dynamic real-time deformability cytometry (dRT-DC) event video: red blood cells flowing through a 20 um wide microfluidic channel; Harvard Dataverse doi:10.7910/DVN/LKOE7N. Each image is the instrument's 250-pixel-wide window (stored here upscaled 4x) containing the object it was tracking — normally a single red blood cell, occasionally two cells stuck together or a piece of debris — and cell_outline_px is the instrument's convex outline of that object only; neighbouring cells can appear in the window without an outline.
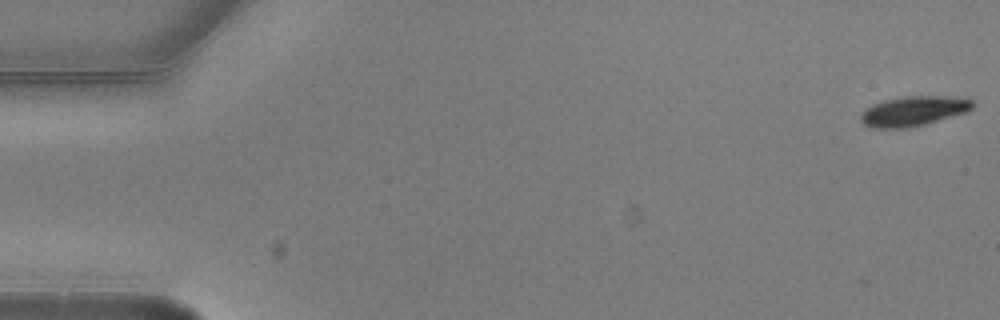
{"species": "common noctule bat (a hibernating species)", "species_latin": "Nyctalus noctula", "temperature_condition": "warm", "stored_images_in_passage": 7, "camera_frame_rate_fps": 3000, "um_per_image_px": 0.085, "animal": {"sex": "male", "body_mass_g": 20.5, "forearm_length_mm": 52.5}, "frame": {"image": 1, "passage_image": 1, "time_ms": 0.0, "image_size_px": [1000, 320], "cell_outline_px": [[972, 108], [968, 112], [924, 124], [908, 128], [872, 128], [864, 124], [860, 120], [860, 116], [872, 104], [884, 100], [904, 96], [956, 96], [972, 100]], "centroid_in_image_um": [77.66, 9.44], "position_along_channel_um": 7.3, "area_um2": 19.42}}
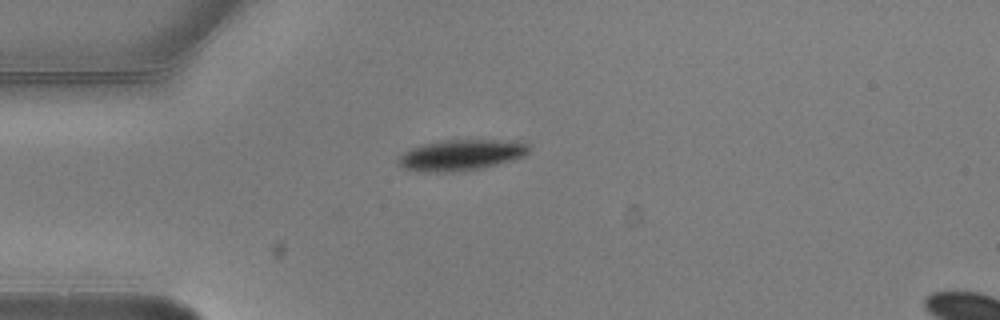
{"frame": {"image": 2, "passage_image": 5, "time_ms": 1.333, "image_size_px": [1000, 320], "cell_outline_px": [[532, 144], [528, 152], [524, 156], [512, 160], [480, 168], [452, 172], [424, 172], [404, 168], [396, 164], [396, 160], [404, 152], [420, 144], [444, 140], [516, 140]], "centroid_in_image_um": [39.2, 13.16], "position_along_channel_um": 45.8, "area_um2": 23.7}}
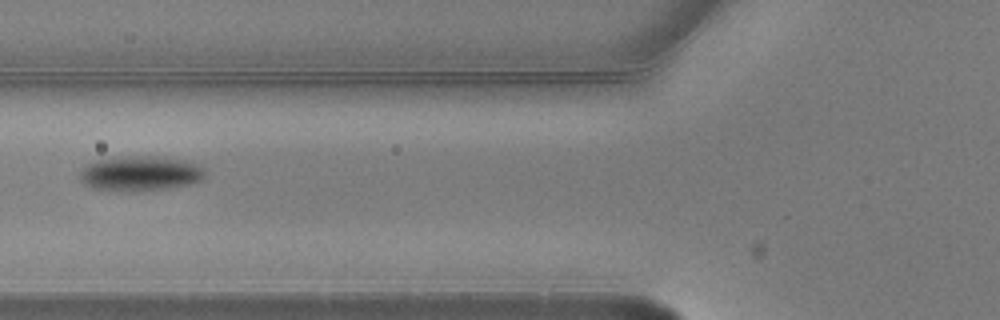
{"frame": {"image": 3, "passage_image": 7, "time_ms": 2.0, "image_size_px": [1000, 320], "cell_outline_px": [[204, 180], [192, 184], [168, 188], [136, 192], [132, 192], [92, 188], [84, 184], [80, 180], [80, 172], [84, 164], [96, 160], [124, 156], [164, 156], [184, 160], [196, 164], [204, 168]], "centroid_in_image_um": [11.92, 14.74], "position_along_channel_um": 113.9, "area_um2": 26.01}}